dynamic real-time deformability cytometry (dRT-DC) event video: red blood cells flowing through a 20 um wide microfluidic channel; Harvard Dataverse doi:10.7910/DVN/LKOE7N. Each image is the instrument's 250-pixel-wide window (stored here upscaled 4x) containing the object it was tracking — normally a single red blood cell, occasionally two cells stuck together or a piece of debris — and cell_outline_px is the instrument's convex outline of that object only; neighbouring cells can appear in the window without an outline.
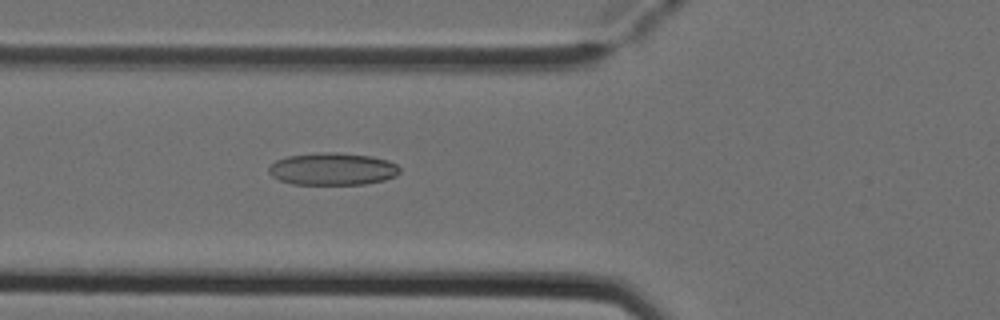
{"species": "Egyptian fruit bat (a non-hibernating species)", "species_latin": "Rousettus aegyptiacus", "temperature_condition": "cold", "stored_images_in_passage": 4, "camera_frame_rate_fps": 3000, "um_per_image_px": 0.085, "animal": {"sex": "female"}, "frame": {"image": 1, "passage_image": 4, "time_ms": 1.0, "image_size_px": [1000, 320], "cell_outline_px": [[400, 172], [396, 176], [384, 180], [364, 184], [292, 184], [280, 180], [272, 176], [268, 172], [268, 168], [276, 160], [288, 156], [324, 152], [336, 152], [372, 156], [388, 160], [396, 164], [400, 168]], "centroid_in_image_um": [28.29, 14.36], "position_along_channel_um": 97.5, "area_um2": 24.68}}